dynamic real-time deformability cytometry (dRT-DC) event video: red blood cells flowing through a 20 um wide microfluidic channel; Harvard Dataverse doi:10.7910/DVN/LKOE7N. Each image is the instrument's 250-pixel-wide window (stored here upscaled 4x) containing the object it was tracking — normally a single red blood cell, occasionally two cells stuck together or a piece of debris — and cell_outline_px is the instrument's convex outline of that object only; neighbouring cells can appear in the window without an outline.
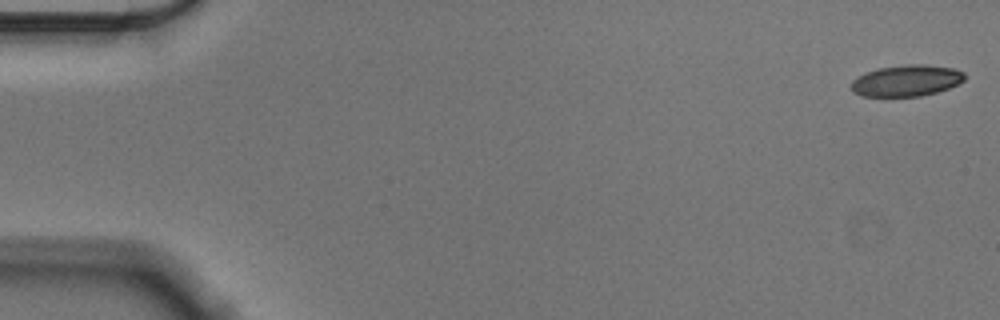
{"species": "Egyptian fruit bat (a non-hibernating species)", "species_latin": "Rousettus aegyptiacus", "temperature_condition": "cold", "stored_images_in_passage": 53, "camera_frame_rate_fps": 3000, "um_per_image_px": 0.085, "animal": {"sex": "male"}, "frame": {"image": 1, "passage_image": 1, "time_ms": 0.0, "image_size_px": [1000, 320], "cell_outline_px": [[964, 80], [948, 88], [936, 92], [920, 96], [864, 96], [852, 92], [852, 80], [868, 72], [880, 68], [908, 64], [924, 64], [956, 68], [964, 72]], "centroid_in_image_um": [77.08, 6.85], "position_along_channel_um": 7.9, "area_um2": 20.46}}
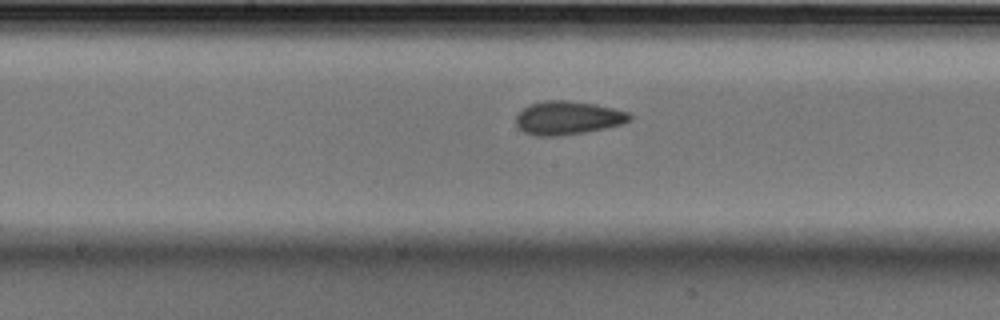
{"frame": {"image": 2, "passage_image": 29, "time_ms": 9.333, "image_size_px": [1000, 320], "cell_outline_px": [[632, 116], [624, 124], [584, 132], [560, 136], [536, 136], [524, 132], [516, 124], [516, 116], [524, 108], [532, 104], [544, 100], [568, 100], [596, 104], [628, 112]], "centroid_in_image_um": [48.26, 10.02], "position_along_channel_um": 199.9, "area_um2": 22.08}}
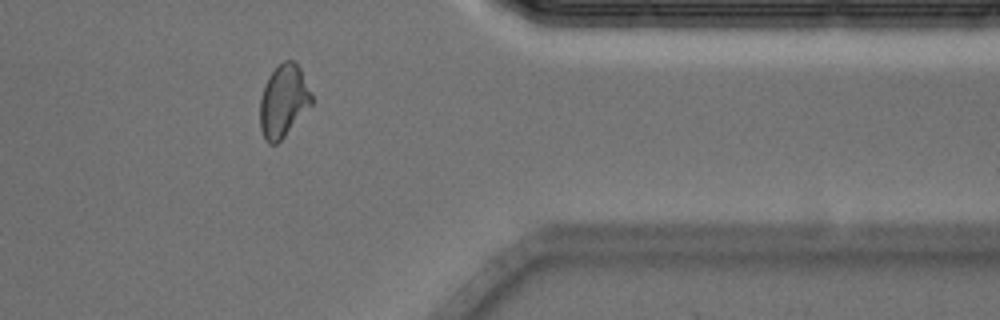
{"frame": {"image": 3, "passage_image": 46, "time_ms": 15.0, "image_size_px": [1000, 320], "cell_outline_px": [[312, 104], [284, 136], [276, 144], [268, 144], [264, 140], [260, 128], [260, 96], [264, 84], [268, 76], [284, 60], [292, 60], [300, 68], [312, 96]], "centroid_in_image_um": [24.06, 8.6], "position_along_channel_um": 387.3, "area_um2": 21.62}}